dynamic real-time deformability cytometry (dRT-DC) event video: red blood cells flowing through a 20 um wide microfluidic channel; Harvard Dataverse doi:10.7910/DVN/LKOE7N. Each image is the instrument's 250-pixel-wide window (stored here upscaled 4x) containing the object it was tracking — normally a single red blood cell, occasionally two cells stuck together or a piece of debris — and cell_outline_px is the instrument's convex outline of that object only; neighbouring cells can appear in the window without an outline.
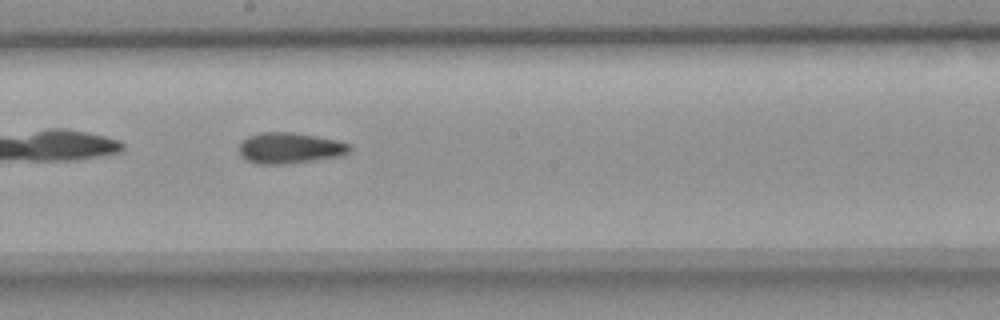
{"species": "common noctule bat (a hibernating species)", "species_latin": "Nyctalus noctula", "temperature_condition": "room temperature", "stored_images_in_passage": 31, "camera_frame_rate_fps": 3000, "um_per_image_px": 0.085, "animal": {"sex": "female", "body_mass_g": 18.4}, "frame": {"image": 1, "passage_image": 14, "time_ms": 4.333, "image_size_px": [1000, 320], "cell_outline_px": [[352, 148], [348, 152], [340, 156], [284, 164], [256, 164], [240, 156], [240, 140], [248, 136], [260, 132], [292, 132], [340, 140], [352, 144]], "centroid_in_image_um": [24.63, 12.57], "position_along_channel_um": 223.6, "area_um2": 20.06}}
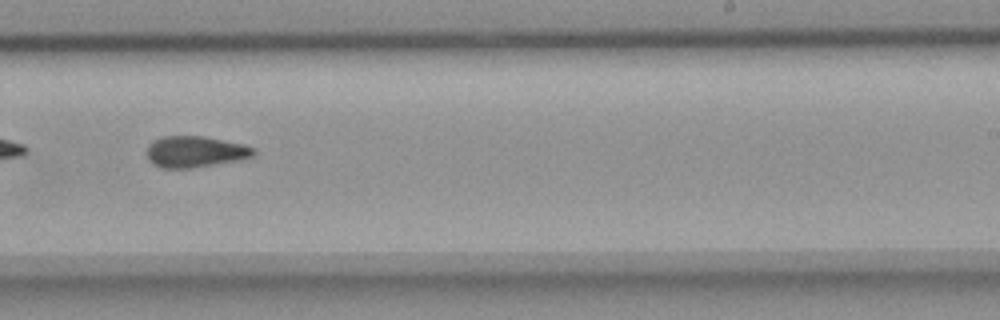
{"frame": {"image": 2, "passage_image": 18, "time_ms": 5.667, "image_size_px": [1000, 320], "cell_outline_px": [[256, 152], [252, 156], [236, 160], [188, 168], [160, 168], [152, 164], [148, 160], [148, 144], [152, 140], [164, 136], [204, 136], [244, 144], [256, 148]], "centroid_in_image_um": [16.56, 12.88], "position_along_channel_um": 272.4, "area_um2": 19.36}, "authors_computed_cell_mechanics": {"area_um2": 19.4786, "velocity_mm_per_s": 3.68, "shape_relaxation_time_tau1_ms": null, "shape_relaxation_time_tau2_ms": 3.4746, "deformation_change_tau1": null, "deformation_change_tau2": 0.1216}}